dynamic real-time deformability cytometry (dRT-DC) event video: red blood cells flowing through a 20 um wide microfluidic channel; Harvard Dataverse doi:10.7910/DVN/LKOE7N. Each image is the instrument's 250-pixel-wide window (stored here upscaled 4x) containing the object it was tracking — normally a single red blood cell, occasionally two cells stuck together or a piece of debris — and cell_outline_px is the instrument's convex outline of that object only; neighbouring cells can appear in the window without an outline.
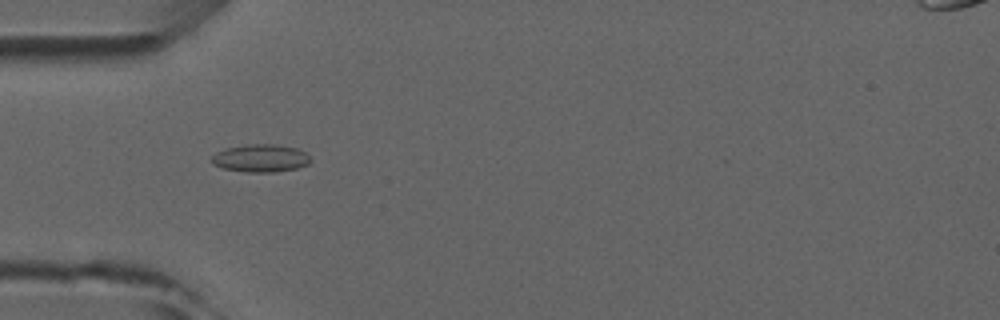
{"species": "common noctule bat (a hibernating species)", "species_latin": "Nyctalus noctula", "temperature_condition": "room temperature", "stored_images_in_passage": 5, "camera_frame_rate_fps": 3000, "um_per_image_px": 0.085, "animal": {"sex": "male", "forearm_length_mm": 52.5}, "frame": {"image": 1, "passage_image": 3, "time_ms": 2.0, "image_size_px": [1000, 320], "cell_outline_px": [[312, 160], [308, 164], [296, 168], [276, 172], [244, 172], [224, 168], [212, 164], [208, 160], [216, 152], [224, 148], [248, 144], [276, 144], [296, 148], [304, 152]], "centroid_in_image_um": [22.11, 13.44], "position_along_channel_um": 62.9, "area_um2": 16.13}}
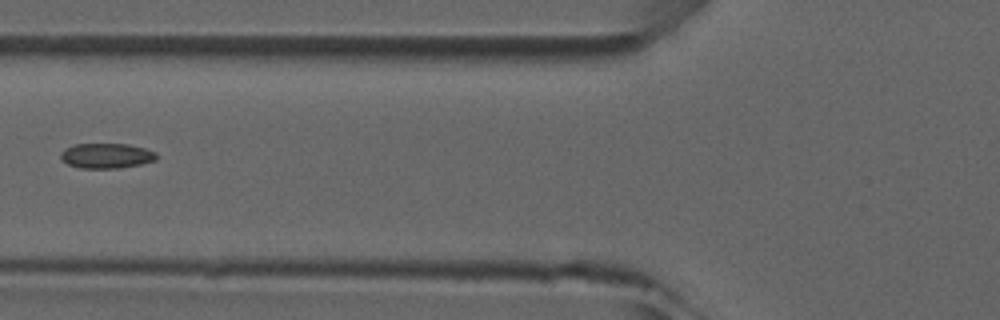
{"frame": {"image": 2, "passage_image": 4, "time_ms": 3.333, "image_size_px": [1000, 320], "cell_outline_px": [[156, 160], [140, 164], [120, 168], [80, 168], [68, 164], [60, 156], [60, 152], [64, 148], [76, 144], [128, 144], [144, 148], [156, 152]], "centroid_in_image_um": [9.04, 13.23], "position_along_channel_um": 116.8, "area_um2": 13.93}}
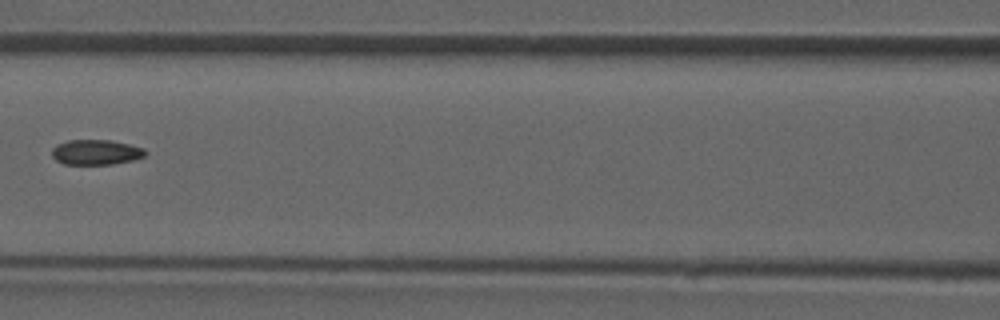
{"frame": {"image": 3, "passage_image": 5, "time_ms": 4.333, "image_size_px": [1000, 320], "cell_outline_px": [[148, 152], [144, 156], [132, 160], [112, 164], [64, 164], [56, 160], [52, 156], [52, 148], [56, 144], [68, 140], [112, 140], [144, 148]], "centroid_in_image_um": [8.15, 12.93], "position_along_channel_um": 158.5, "area_um2": 13.7}}